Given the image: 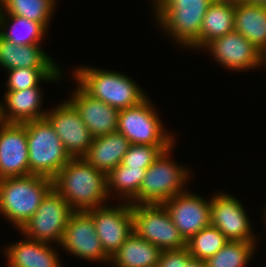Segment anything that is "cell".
I'll return each instance as SVG.
<instances>
[{
  "instance_id": "6da1fadb",
  "label": "cell",
  "mask_w": 266,
  "mask_h": 267,
  "mask_svg": "<svg viewBox=\"0 0 266 267\" xmlns=\"http://www.w3.org/2000/svg\"><path fill=\"white\" fill-rule=\"evenodd\" d=\"M53 188L73 211H88L107 204L106 174L84 158H72L53 178Z\"/></svg>"
},
{
  "instance_id": "7a4b0ae2",
  "label": "cell",
  "mask_w": 266,
  "mask_h": 267,
  "mask_svg": "<svg viewBox=\"0 0 266 267\" xmlns=\"http://www.w3.org/2000/svg\"><path fill=\"white\" fill-rule=\"evenodd\" d=\"M212 0H153L155 20L172 41L199 50L202 20Z\"/></svg>"
},
{
  "instance_id": "3957f363",
  "label": "cell",
  "mask_w": 266,
  "mask_h": 267,
  "mask_svg": "<svg viewBox=\"0 0 266 267\" xmlns=\"http://www.w3.org/2000/svg\"><path fill=\"white\" fill-rule=\"evenodd\" d=\"M72 73L73 79L87 94L119 111L134 107L148 97L136 81L118 71L82 65Z\"/></svg>"
},
{
  "instance_id": "277c9868",
  "label": "cell",
  "mask_w": 266,
  "mask_h": 267,
  "mask_svg": "<svg viewBox=\"0 0 266 267\" xmlns=\"http://www.w3.org/2000/svg\"><path fill=\"white\" fill-rule=\"evenodd\" d=\"M52 187L53 179L35 174L0 179V215L20 229Z\"/></svg>"
},
{
  "instance_id": "5b68a950",
  "label": "cell",
  "mask_w": 266,
  "mask_h": 267,
  "mask_svg": "<svg viewBox=\"0 0 266 267\" xmlns=\"http://www.w3.org/2000/svg\"><path fill=\"white\" fill-rule=\"evenodd\" d=\"M163 151L146 169L138 195L131 204H163L166 200L185 192L189 183L190 171L178 164L173 157V147ZM187 184V185H186Z\"/></svg>"
},
{
  "instance_id": "8992f818",
  "label": "cell",
  "mask_w": 266,
  "mask_h": 267,
  "mask_svg": "<svg viewBox=\"0 0 266 267\" xmlns=\"http://www.w3.org/2000/svg\"><path fill=\"white\" fill-rule=\"evenodd\" d=\"M23 124L28 142L29 174L53 179L71 156L46 117Z\"/></svg>"
},
{
  "instance_id": "52a82bcc",
  "label": "cell",
  "mask_w": 266,
  "mask_h": 267,
  "mask_svg": "<svg viewBox=\"0 0 266 267\" xmlns=\"http://www.w3.org/2000/svg\"><path fill=\"white\" fill-rule=\"evenodd\" d=\"M151 102L148 96L140 104L120 110L117 131L130 144L172 146L176 143L175 134L164 128L161 117Z\"/></svg>"
},
{
  "instance_id": "ba28073f",
  "label": "cell",
  "mask_w": 266,
  "mask_h": 267,
  "mask_svg": "<svg viewBox=\"0 0 266 267\" xmlns=\"http://www.w3.org/2000/svg\"><path fill=\"white\" fill-rule=\"evenodd\" d=\"M73 209L52 187L44 196L33 216L23 225V237L60 246L66 225Z\"/></svg>"
},
{
  "instance_id": "9c48e42d",
  "label": "cell",
  "mask_w": 266,
  "mask_h": 267,
  "mask_svg": "<svg viewBox=\"0 0 266 267\" xmlns=\"http://www.w3.org/2000/svg\"><path fill=\"white\" fill-rule=\"evenodd\" d=\"M133 232L162 250L186 247L163 204H132Z\"/></svg>"
},
{
  "instance_id": "30bf717a",
  "label": "cell",
  "mask_w": 266,
  "mask_h": 267,
  "mask_svg": "<svg viewBox=\"0 0 266 267\" xmlns=\"http://www.w3.org/2000/svg\"><path fill=\"white\" fill-rule=\"evenodd\" d=\"M93 219L105 253L111 257L133 232L132 204L103 205L86 211Z\"/></svg>"
},
{
  "instance_id": "8fae6325",
  "label": "cell",
  "mask_w": 266,
  "mask_h": 267,
  "mask_svg": "<svg viewBox=\"0 0 266 267\" xmlns=\"http://www.w3.org/2000/svg\"><path fill=\"white\" fill-rule=\"evenodd\" d=\"M60 246L76 258L106 265L110 263V257L96 234L94 221L86 211H74L70 215Z\"/></svg>"
},
{
  "instance_id": "7c38bea8",
  "label": "cell",
  "mask_w": 266,
  "mask_h": 267,
  "mask_svg": "<svg viewBox=\"0 0 266 267\" xmlns=\"http://www.w3.org/2000/svg\"><path fill=\"white\" fill-rule=\"evenodd\" d=\"M248 217L246 209L236 196L222 191L211 196V225L229 241L258 242Z\"/></svg>"
},
{
  "instance_id": "4fadbf2b",
  "label": "cell",
  "mask_w": 266,
  "mask_h": 267,
  "mask_svg": "<svg viewBox=\"0 0 266 267\" xmlns=\"http://www.w3.org/2000/svg\"><path fill=\"white\" fill-rule=\"evenodd\" d=\"M45 117L71 158H83L87 154L93 137L68 99L62 101L55 109L48 110Z\"/></svg>"
},
{
  "instance_id": "5bb4252c",
  "label": "cell",
  "mask_w": 266,
  "mask_h": 267,
  "mask_svg": "<svg viewBox=\"0 0 266 267\" xmlns=\"http://www.w3.org/2000/svg\"><path fill=\"white\" fill-rule=\"evenodd\" d=\"M204 49L227 70L240 72L262 67V52L235 30L210 42Z\"/></svg>"
},
{
  "instance_id": "9a60e30c",
  "label": "cell",
  "mask_w": 266,
  "mask_h": 267,
  "mask_svg": "<svg viewBox=\"0 0 266 267\" xmlns=\"http://www.w3.org/2000/svg\"><path fill=\"white\" fill-rule=\"evenodd\" d=\"M163 205L186 241L201 229L211 225V199H204L199 194L191 193L188 189L166 200Z\"/></svg>"
},
{
  "instance_id": "2e32d148",
  "label": "cell",
  "mask_w": 266,
  "mask_h": 267,
  "mask_svg": "<svg viewBox=\"0 0 266 267\" xmlns=\"http://www.w3.org/2000/svg\"><path fill=\"white\" fill-rule=\"evenodd\" d=\"M26 175H29L26 127L0 121V179Z\"/></svg>"
},
{
  "instance_id": "e0dca14e",
  "label": "cell",
  "mask_w": 266,
  "mask_h": 267,
  "mask_svg": "<svg viewBox=\"0 0 266 267\" xmlns=\"http://www.w3.org/2000/svg\"><path fill=\"white\" fill-rule=\"evenodd\" d=\"M68 99L93 138L117 131L119 110L91 97L78 84Z\"/></svg>"
},
{
  "instance_id": "ac0fdd59",
  "label": "cell",
  "mask_w": 266,
  "mask_h": 267,
  "mask_svg": "<svg viewBox=\"0 0 266 267\" xmlns=\"http://www.w3.org/2000/svg\"><path fill=\"white\" fill-rule=\"evenodd\" d=\"M41 86L18 91H6L0 101V121L23 124L44 118L47 109H42L43 95Z\"/></svg>"
},
{
  "instance_id": "d6986e66",
  "label": "cell",
  "mask_w": 266,
  "mask_h": 267,
  "mask_svg": "<svg viewBox=\"0 0 266 267\" xmlns=\"http://www.w3.org/2000/svg\"><path fill=\"white\" fill-rule=\"evenodd\" d=\"M4 250L7 267H64L52 244L26 237Z\"/></svg>"
},
{
  "instance_id": "ffe728a7",
  "label": "cell",
  "mask_w": 266,
  "mask_h": 267,
  "mask_svg": "<svg viewBox=\"0 0 266 267\" xmlns=\"http://www.w3.org/2000/svg\"><path fill=\"white\" fill-rule=\"evenodd\" d=\"M42 45H17L0 36V66L4 71L16 68L61 69Z\"/></svg>"
},
{
  "instance_id": "44dd1931",
  "label": "cell",
  "mask_w": 266,
  "mask_h": 267,
  "mask_svg": "<svg viewBox=\"0 0 266 267\" xmlns=\"http://www.w3.org/2000/svg\"><path fill=\"white\" fill-rule=\"evenodd\" d=\"M130 142L118 131L93 138L87 154L83 157L89 164L106 175L123 160Z\"/></svg>"
},
{
  "instance_id": "7402d4cb",
  "label": "cell",
  "mask_w": 266,
  "mask_h": 267,
  "mask_svg": "<svg viewBox=\"0 0 266 267\" xmlns=\"http://www.w3.org/2000/svg\"><path fill=\"white\" fill-rule=\"evenodd\" d=\"M234 30L260 52L266 51V7L241 2L235 6Z\"/></svg>"
},
{
  "instance_id": "603a6c76",
  "label": "cell",
  "mask_w": 266,
  "mask_h": 267,
  "mask_svg": "<svg viewBox=\"0 0 266 267\" xmlns=\"http://www.w3.org/2000/svg\"><path fill=\"white\" fill-rule=\"evenodd\" d=\"M161 250L134 232L110 257L113 267H157Z\"/></svg>"
},
{
  "instance_id": "cb8c5ba5",
  "label": "cell",
  "mask_w": 266,
  "mask_h": 267,
  "mask_svg": "<svg viewBox=\"0 0 266 267\" xmlns=\"http://www.w3.org/2000/svg\"><path fill=\"white\" fill-rule=\"evenodd\" d=\"M40 23L24 17L0 14V36L17 45H40L47 35Z\"/></svg>"
},
{
  "instance_id": "d4e9b609",
  "label": "cell",
  "mask_w": 266,
  "mask_h": 267,
  "mask_svg": "<svg viewBox=\"0 0 266 267\" xmlns=\"http://www.w3.org/2000/svg\"><path fill=\"white\" fill-rule=\"evenodd\" d=\"M234 14V5L212 2L202 20L199 49L204 50L210 42L234 31Z\"/></svg>"
},
{
  "instance_id": "484cf974",
  "label": "cell",
  "mask_w": 266,
  "mask_h": 267,
  "mask_svg": "<svg viewBox=\"0 0 266 267\" xmlns=\"http://www.w3.org/2000/svg\"><path fill=\"white\" fill-rule=\"evenodd\" d=\"M146 169L122 165L121 163L106 175L107 193L111 201L112 193L118 199L131 202L139 193Z\"/></svg>"
},
{
  "instance_id": "4316f807",
  "label": "cell",
  "mask_w": 266,
  "mask_h": 267,
  "mask_svg": "<svg viewBox=\"0 0 266 267\" xmlns=\"http://www.w3.org/2000/svg\"><path fill=\"white\" fill-rule=\"evenodd\" d=\"M57 6V0H0V14L20 16L40 22L47 30Z\"/></svg>"
},
{
  "instance_id": "83f0119b",
  "label": "cell",
  "mask_w": 266,
  "mask_h": 267,
  "mask_svg": "<svg viewBox=\"0 0 266 267\" xmlns=\"http://www.w3.org/2000/svg\"><path fill=\"white\" fill-rule=\"evenodd\" d=\"M257 242L228 241L205 261L206 267H246L257 249Z\"/></svg>"
},
{
  "instance_id": "f1b7e54d",
  "label": "cell",
  "mask_w": 266,
  "mask_h": 267,
  "mask_svg": "<svg viewBox=\"0 0 266 267\" xmlns=\"http://www.w3.org/2000/svg\"><path fill=\"white\" fill-rule=\"evenodd\" d=\"M8 79L5 91H18L30 87H36L45 82H59L63 72L62 69H36V68H16L6 71Z\"/></svg>"
},
{
  "instance_id": "f546056e",
  "label": "cell",
  "mask_w": 266,
  "mask_h": 267,
  "mask_svg": "<svg viewBox=\"0 0 266 267\" xmlns=\"http://www.w3.org/2000/svg\"><path fill=\"white\" fill-rule=\"evenodd\" d=\"M228 241L216 227L209 225L187 240L186 247L192 258L206 261Z\"/></svg>"
},
{
  "instance_id": "4dcf8cb0",
  "label": "cell",
  "mask_w": 266,
  "mask_h": 267,
  "mask_svg": "<svg viewBox=\"0 0 266 267\" xmlns=\"http://www.w3.org/2000/svg\"><path fill=\"white\" fill-rule=\"evenodd\" d=\"M169 147L130 144L126 154L123 156L121 164L129 167L147 169Z\"/></svg>"
},
{
  "instance_id": "1f68e13d",
  "label": "cell",
  "mask_w": 266,
  "mask_h": 267,
  "mask_svg": "<svg viewBox=\"0 0 266 267\" xmlns=\"http://www.w3.org/2000/svg\"><path fill=\"white\" fill-rule=\"evenodd\" d=\"M192 258L187 247L181 249L162 250L157 267H184Z\"/></svg>"
},
{
  "instance_id": "d6a6232c",
  "label": "cell",
  "mask_w": 266,
  "mask_h": 267,
  "mask_svg": "<svg viewBox=\"0 0 266 267\" xmlns=\"http://www.w3.org/2000/svg\"><path fill=\"white\" fill-rule=\"evenodd\" d=\"M184 267H206L205 261L191 258Z\"/></svg>"
},
{
  "instance_id": "836d02e7",
  "label": "cell",
  "mask_w": 266,
  "mask_h": 267,
  "mask_svg": "<svg viewBox=\"0 0 266 267\" xmlns=\"http://www.w3.org/2000/svg\"><path fill=\"white\" fill-rule=\"evenodd\" d=\"M214 3H223V4H231V5H239L241 2L245 0H212Z\"/></svg>"
},
{
  "instance_id": "e575fe53",
  "label": "cell",
  "mask_w": 266,
  "mask_h": 267,
  "mask_svg": "<svg viewBox=\"0 0 266 267\" xmlns=\"http://www.w3.org/2000/svg\"><path fill=\"white\" fill-rule=\"evenodd\" d=\"M245 2H248V3L253 4V5L266 7V0H245Z\"/></svg>"
},
{
  "instance_id": "d590c367",
  "label": "cell",
  "mask_w": 266,
  "mask_h": 267,
  "mask_svg": "<svg viewBox=\"0 0 266 267\" xmlns=\"http://www.w3.org/2000/svg\"><path fill=\"white\" fill-rule=\"evenodd\" d=\"M265 66H266V51L262 53V67L264 68Z\"/></svg>"
},
{
  "instance_id": "8d00e7d4",
  "label": "cell",
  "mask_w": 266,
  "mask_h": 267,
  "mask_svg": "<svg viewBox=\"0 0 266 267\" xmlns=\"http://www.w3.org/2000/svg\"><path fill=\"white\" fill-rule=\"evenodd\" d=\"M264 222H265V225H266V208H264Z\"/></svg>"
}]
</instances>
